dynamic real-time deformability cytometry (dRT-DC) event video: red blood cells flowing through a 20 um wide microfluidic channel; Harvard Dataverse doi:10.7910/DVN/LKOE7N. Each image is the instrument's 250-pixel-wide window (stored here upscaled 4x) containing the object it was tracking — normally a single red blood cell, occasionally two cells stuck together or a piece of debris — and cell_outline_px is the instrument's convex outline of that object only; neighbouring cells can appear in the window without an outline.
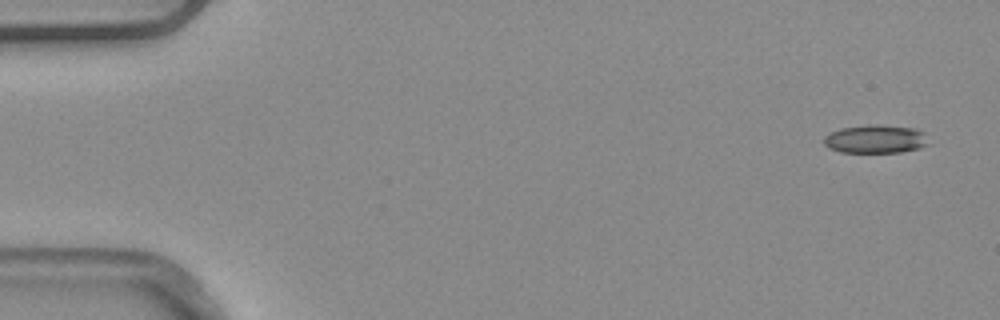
{"species": "common noctule bat (a hibernating species)", "species_latin": "Nyctalus noctula", "temperature_condition": "warm", "stored_images_in_passage": 8, "camera_frame_rate_fps": 3000, "um_per_image_px": 0.085, "animal": {"sex": "male", "body_mass_g": 20.4}, "frame": {"image": 1, "passage_image": 1, "time_ms": 0.0, "image_size_px": [1000, 320], "cell_outline_px": [[928, 144], [920, 148], [900, 152], [840, 152], [828, 148], [824, 144], [824, 136], [840, 128], [868, 124], [880, 124], [916, 128], [924, 132]], "centroid_in_image_um": [74.42, 11.81], "position_along_channel_um": 10.6, "area_um2": 17.46}}
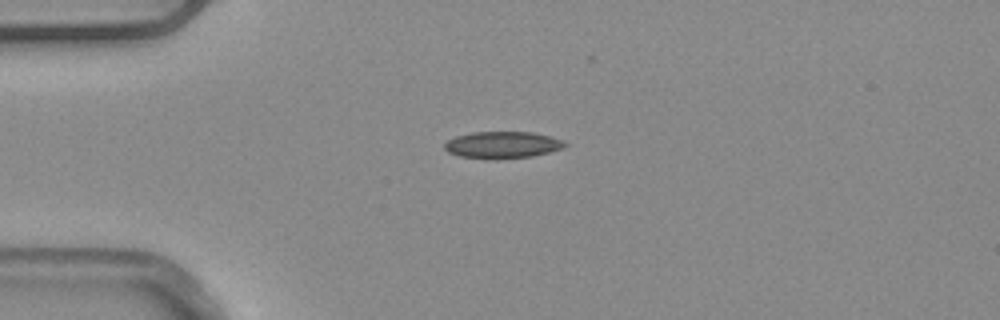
{"frame": {"image": 2, "passage_image": 4, "time_ms": 1.0, "image_size_px": [1000, 320], "cell_outline_px": [[568, 144], [564, 148], [532, 156], [496, 160], [488, 160], [460, 156], [448, 152], [444, 148], [444, 144], [448, 140], [456, 136], [472, 132], [532, 132], [552, 136], [564, 140]], "centroid_in_image_um": [42.72, 12.32], "position_along_channel_um": 42.3, "area_um2": 19.13}}